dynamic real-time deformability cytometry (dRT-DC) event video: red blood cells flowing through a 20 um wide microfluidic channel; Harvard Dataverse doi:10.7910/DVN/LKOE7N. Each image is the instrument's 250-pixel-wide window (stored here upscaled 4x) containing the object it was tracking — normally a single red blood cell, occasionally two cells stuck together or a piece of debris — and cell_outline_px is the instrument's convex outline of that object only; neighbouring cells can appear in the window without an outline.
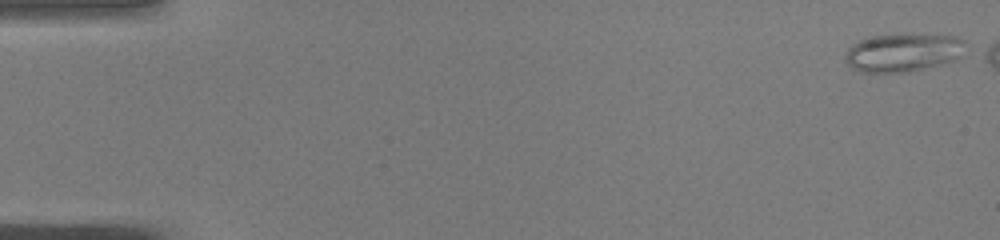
{"species": "common noctule bat (a hibernating species)", "species_latin": "Nyctalus noctula", "temperature_condition": "warm", "stored_images_in_passage": 44, "segment_of_instrument_passage": [1, 2], "camera_frame_rate_fps": 3000, "um_per_image_px": 0.085, "animal": {"sex": "male", "body_mass_g": 19.0, "forearm_length_mm": 50.8}, "frame": {"image": 1, "passage_image": 1, "time_ms": 0.0, "image_size_px": [1000, 240], "cell_outline_px": [[964, 56], [956, 60], [912, 72], [860, 72], [852, 68], [848, 64], [848, 48], [852, 44], [860, 40], [876, 36], [900, 32], [908, 32], [956, 36], [964, 40]], "centroid_in_image_um": [76.85, 4.43], "position_along_channel_um": 8.1, "area_um2": 27.46}}
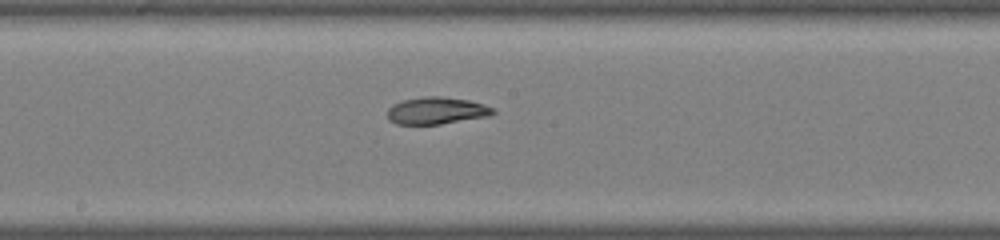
{"frame": {"image": 2, "passage_image": 27, "time_ms": 8.667, "image_size_px": [1000, 240], "cell_outline_px": [[496, 112], [488, 116], [440, 124], [396, 124], [388, 120], [388, 108], [392, 104], [404, 100], [424, 96], [440, 96], [468, 100], [484, 104], [496, 108]], "centroid_in_image_um": [37.11, 9.4], "position_along_channel_um": 211.1, "area_um2": 16.7}}
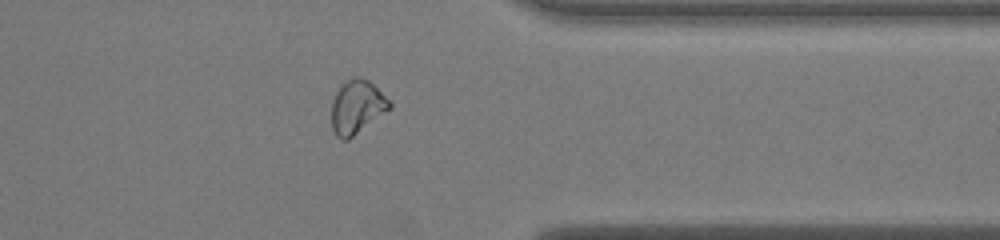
{"frame": {"image": 3, "passage_image": 40, "time_ms": 13.0, "image_size_px": [1000, 240], "cell_outline_px": [[392, 108], [348, 140], [340, 140], [336, 136], [332, 128], [332, 100], [340, 84], [352, 76], [360, 76], [368, 80], [392, 104]], "centroid_in_image_um": [30.31, 9.09], "position_along_channel_um": 381.1, "area_um2": 18.21}}